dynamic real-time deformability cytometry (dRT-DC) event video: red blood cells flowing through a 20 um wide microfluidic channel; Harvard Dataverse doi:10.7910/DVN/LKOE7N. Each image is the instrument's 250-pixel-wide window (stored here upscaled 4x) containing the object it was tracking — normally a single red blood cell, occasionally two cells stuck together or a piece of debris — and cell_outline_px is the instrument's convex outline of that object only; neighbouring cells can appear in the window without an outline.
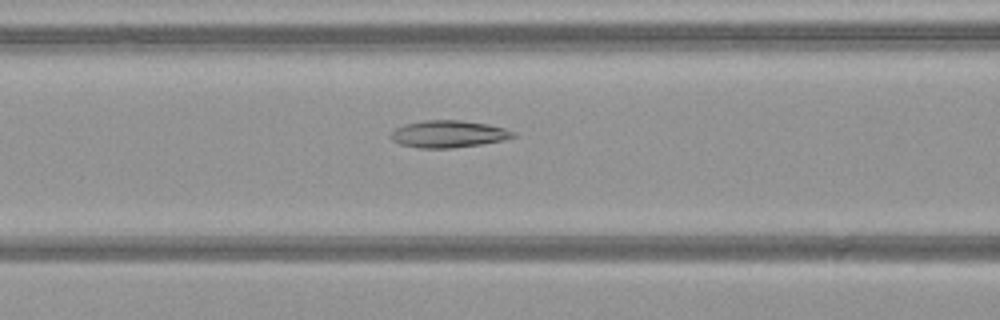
{"species": "common noctule bat (a hibernating species)", "species_latin": "Nyctalus noctula", "temperature_condition": "warm", "stored_images_in_passage": 29, "camera_frame_rate_fps": 3000, "um_per_image_px": 0.085, "animal": {"sex": "female", "body_mass_g": 21.9}, "frame": {"image": 1, "passage_image": 6, "time_ms": 1.667, "image_size_px": [1000, 320], "cell_outline_px": [[516, 136], [504, 140], [480, 144], [452, 148], [420, 148], [400, 144], [392, 140], [388, 136], [396, 128], [404, 124], [424, 120], [460, 120], [488, 124], [504, 128], [516, 132]], "centroid_in_image_um": [38.11, 11.39], "position_along_channel_um": 128.5, "area_um2": 19.36}}
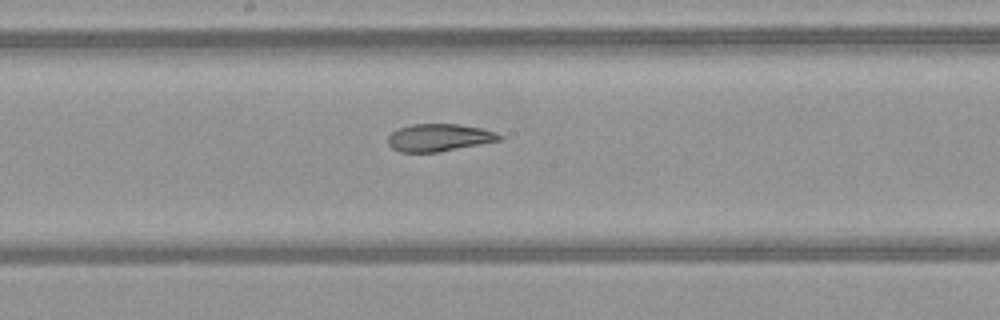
{"frame": {"image": 2, "passage_image": 12, "time_ms": 3.667, "image_size_px": [1000, 320], "cell_outline_px": [[504, 136], [500, 140], [480, 144], [436, 152], [400, 152], [392, 148], [388, 144], [388, 136], [392, 132], [400, 128], [412, 124], [460, 124], [480, 128], [496, 132]], "centroid_in_image_um": [37.31, 11.69], "position_along_channel_um": 210.9, "area_um2": 17.69}}
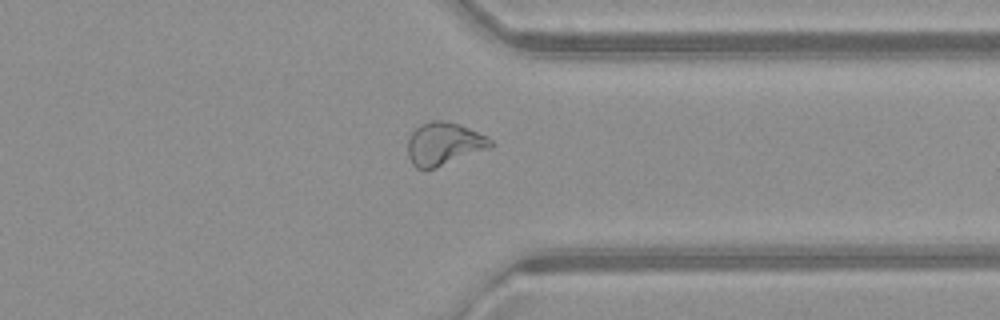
{"frame": {"image": 3, "passage_image": 24, "time_ms": 7.667, "image_size_px": [1000, 320], "cell_outline_px": [[496, 144], [492, 148], [436, 168], [416, 168], [412, 164], [408, 156], [408, 140], [412, 132], [420, 124], [432, 120], [440, 120], [460, 124], [488, 136]], "centroid_in_image_um": [37.78, 12.22], "position_along_channel_um": 373.6, "area_um2": 20.98}}